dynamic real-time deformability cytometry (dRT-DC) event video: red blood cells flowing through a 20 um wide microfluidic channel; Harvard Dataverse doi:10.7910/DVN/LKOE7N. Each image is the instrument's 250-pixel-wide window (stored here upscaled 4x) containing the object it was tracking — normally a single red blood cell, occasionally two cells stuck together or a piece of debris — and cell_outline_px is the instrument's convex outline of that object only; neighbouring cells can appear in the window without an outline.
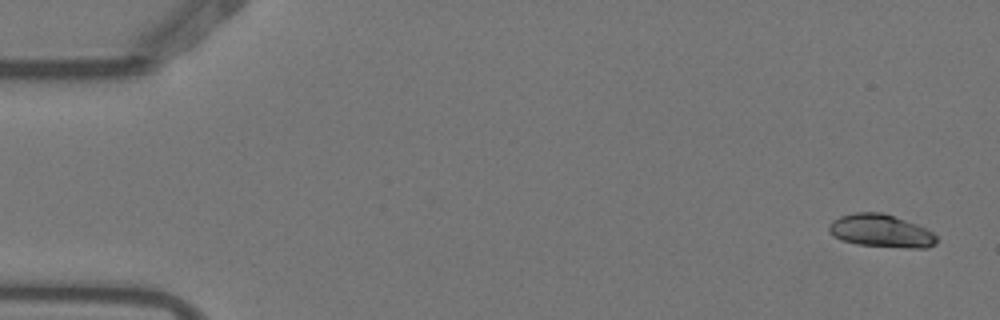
{"species": "Egyptian fruit bat (a non-hibernating species)", "species_latin": "Rousettus aegyptiacus", "temperature_condition": "warm", "stored_images_in_passage": 8, "camera_frame_rate_fps": 3000, "um_per_image_px": 0.085, "animal": {"sex": "female"}, "frame": {"image": 1, "passage_image": 1, "time_ms": 0.0, "image_size_px": [1000, 320], "cell_outline_px": [[936, 244], [928, 248], [908, 248], [856, 244], [840, 240], [832, 236], [828, 232], [828, 224], [832, 220], [840, 216], [856, 212], [880, 212], [916, 224], [932, 232], [936, 236]], "centroid_in_image_um": [74.83, 19.63], "position_along_channel_um": 10.2, "area_um2": 20.63}}
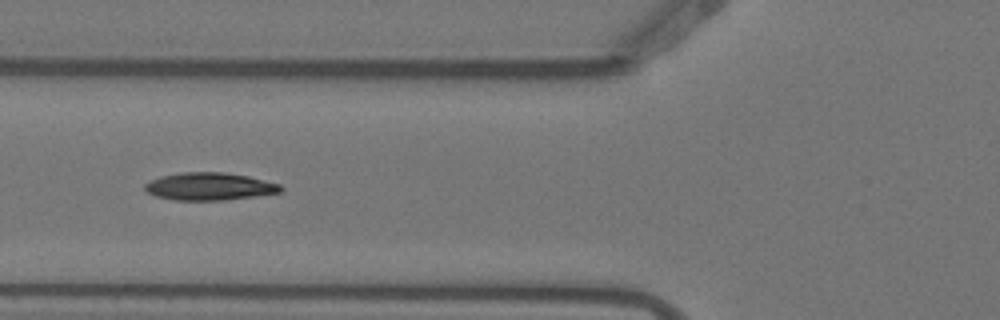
{"frame": {"image": 2, "passage_image": 6, "time_ms": 1.667, "image_size_px": [1000, 320], "cell_outline_px": [[284, 188], [280, 192], [256, 196], [224, 200], [172, 200], [156, 196], [148, 192], [144, 188], [144, 184], [160, 176], [184, 172], [224, 172], [248, 176], [280, 184]], "centroid_in_image_um": [17.81, 15.85], "position_along_channel_um": 108.0, "area_um2": 21.79}}
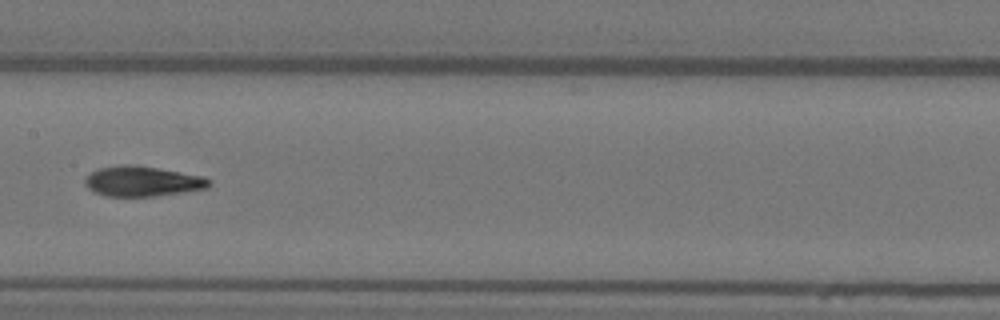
{"frame": {"image": 3, "passage_image": 8, "time_ms": 2.333, "image_size_px": [1000, 320], "cell_outline_px": [[212, 184], [208, 188], [156, 196], [104, 196], [88, 188], [84, 184], [84, 180], [92, 172], [100, 168], [120, 164], [136, 164], [204, 176], [212, 180]], "centroid_in_image_um": [12.14, 15.4], "position_along_channel_um": 195.3, "area_um2": 21.96}}